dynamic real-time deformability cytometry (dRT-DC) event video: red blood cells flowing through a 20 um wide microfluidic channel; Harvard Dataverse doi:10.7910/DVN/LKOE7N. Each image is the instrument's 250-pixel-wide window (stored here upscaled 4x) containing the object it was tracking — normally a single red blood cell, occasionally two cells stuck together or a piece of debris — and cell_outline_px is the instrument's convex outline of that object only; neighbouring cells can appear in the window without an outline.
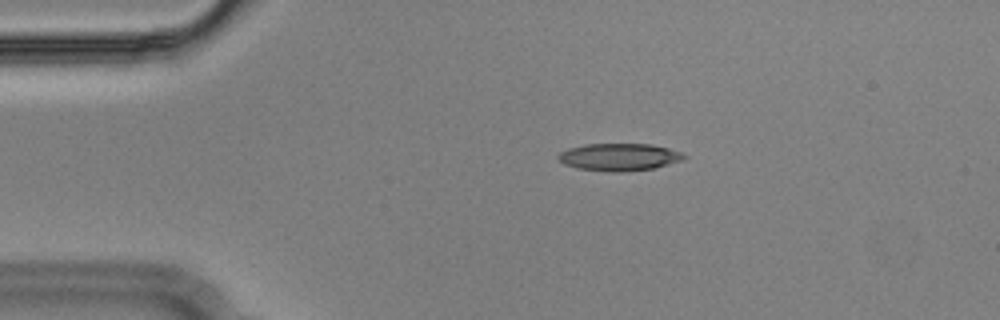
{"species": "Egyptian fruit bat (a non-hibernating species)", "species_latin": "Rousettus aegyptiacus", "temperature_condition": "cold", "stored_images_in_passage": 45, "camera_frame_rate_fps": 3000, "um_per_image_px": 0.085, "animal": {"sex": "male"}, "frame": {"image": 1, "passage_image": 1, "time_ms": 0.0, "image_size_px": [1000, 320], "cell_outline_px": [[688, 156], [680, 160], [668, 164], [652, 168], [624, 172], [608, 172], [576, 168], [564, 164], [556, 156], [560, 152], [568, 148], [588, 144], [652, 144], [668, 148], [680, 152]], "centroid_in_image_um": [52.6, 13.35], "position_along_channel_um": 32.4, "area_um2": 20.0}}
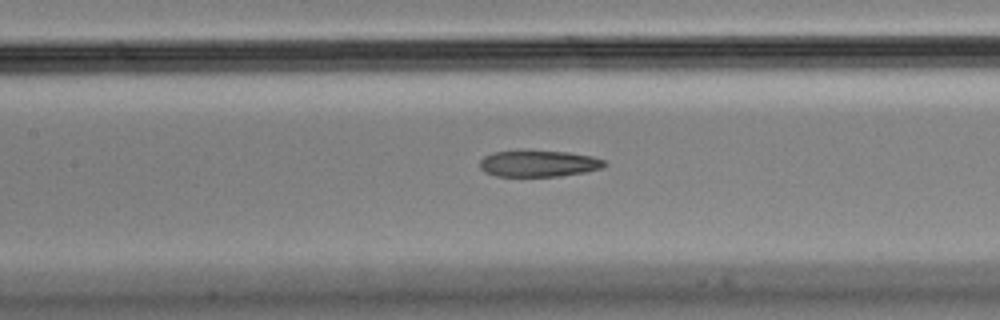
{"frame": {"image": 2, "passage_image": 15, "time_ms": 4.667, "image_size_px": [1000, 320], "cell_outline_px": [[608, 164], [600, 168], [584, 172], [560, 176], [496, 176], [484, 172], [480, 168], [480, 160], [484, 156], [492, 152], [568, 152], [592, 156], [604, 160]], "centroid_in_image_um": [45.78, 13.92], "position_along_channel_um": 161.6, "area_um2": 18.79}}
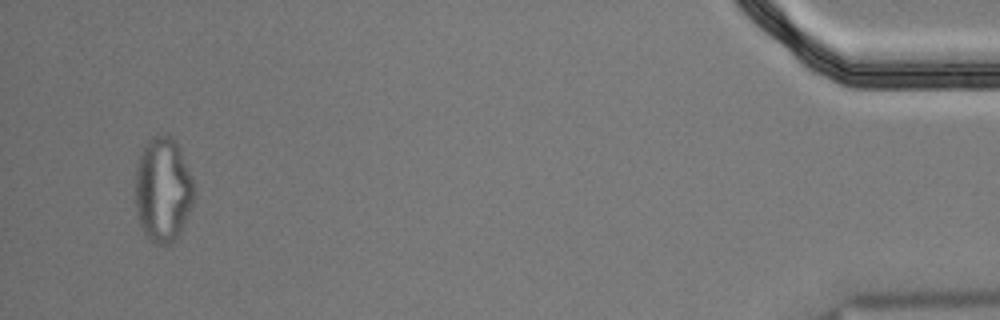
{"frame": {"image": 3, "passage_image": 43, "time_ms": 14.0, "image_size_px": [1000, 320], "cell_outline_px": [[196, 192], [192, 204], [180, 236], [176, 240], [168, 244], [156, 244], [148, 240], [140, 224], [136, 208], [136, 168], [140, 152], [148, 140], [152, 136], [168, 136], [176, 144], [196, 184]], "centroid_in_image_um": [13.87, 16.18], "position_along_channel_um": 421.3, "area_um2": 35.89}, "authors_computed_cell_mechanics": {"area_um2": 21.1548, "velocity_mm_per_s": 3.6371, "shape_relaxation_time_tau1_ms": null, "shape_relaxation_time_tau2_ms": 2.3378, "deformation_change_tau1": null, "deformation_change_tau2": 0.1074}}